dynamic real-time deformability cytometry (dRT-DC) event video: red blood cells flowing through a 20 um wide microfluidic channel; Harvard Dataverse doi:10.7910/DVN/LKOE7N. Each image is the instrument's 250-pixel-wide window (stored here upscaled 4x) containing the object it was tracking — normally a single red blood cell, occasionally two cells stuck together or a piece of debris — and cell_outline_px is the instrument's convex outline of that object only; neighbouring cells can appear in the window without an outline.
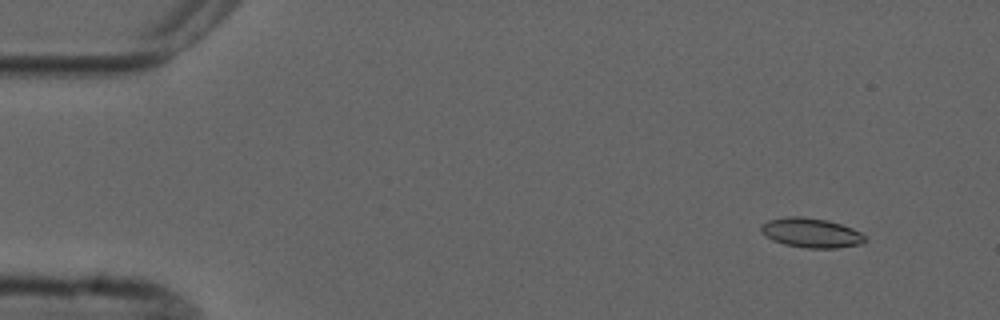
{"species": "common noctule bat (a hibernating species)", "species_latin": "Nyctalus noctula", "temperature_condition": "cold", "stored_images_in_passage": 5, "camera_frame_rate_fps": 3000, "um_per_image_px": 0.085, "animal": {"sex": "male", "forearm_length_mm": 52.5}, "frame": {"image": 1, "passage_image": 2, "time_ms": 1.0, "image_size_px": [1000, 320], "cell_outline_px": [[868, 240], [860, 244], [836, 248], [804, 248], [784, 244], [772, 240], [760, 232], [760, 228], [768, 220], [788, 216], [800, 216], [828, 220], [852, 228], [860, 232]], "centroid_in_image_um": [68.94, 19.79], "position_along_channel_um": 16.1, "area_um2": 17.92}}
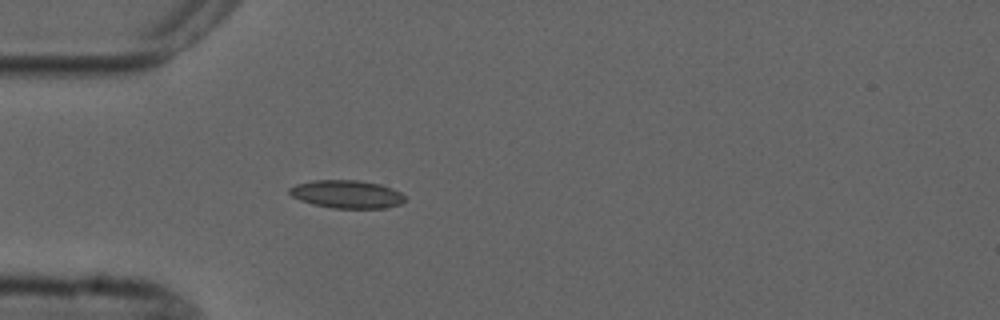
{"frame": {"image": 2, "passage_image": 5, "time_ms": 4.667, "image_size_px": [1000, 320], "cell_outline_px": [[404, 200], [400, 204], [384, 208], [332, 208], [312, 204], [300, 200], [292, 196], [288, 192], [288, 188], [296, 184], [312, 180], [356, 180], [380, 184], [392, 188], [400, 192], [404, 196]], "centroid_in_image_um": [29.44, 16.5], "position_along_channel_um": 55.6, "area_um2": 18.84}}